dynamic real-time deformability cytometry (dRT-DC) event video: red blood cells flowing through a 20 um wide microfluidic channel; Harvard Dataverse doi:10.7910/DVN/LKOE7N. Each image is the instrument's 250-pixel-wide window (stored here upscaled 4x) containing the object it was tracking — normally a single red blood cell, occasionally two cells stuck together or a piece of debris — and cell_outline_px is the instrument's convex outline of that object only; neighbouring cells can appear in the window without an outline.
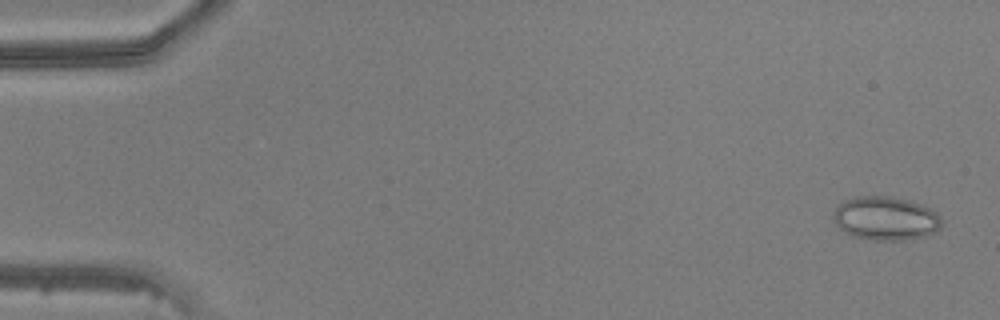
{"species": "common noctule bat (a hibernating species)", "species_latin": "Nyctalus noctula", "temperature_condition": "warm", "stored_images_in_passage": 48, "camera_frame_rate_fps": 3000, "um_per_image_px": 0.085, "animal": {"sex": "male", "body_mass_g": 20.5, "forearm_length_mm": 52.5}, "frame": {"image": 1, "passage_image": 2, "time_ms": 0.333, "image_size_px": [1000, 320], "cell_outline_px": [[944, 224], [936, 232], [928, 236], [908, 240], [872, 240], [852, 236], [844, 232], [832, 220], [832, 216], [836, 208], [844, 200], [856, 196], [892, 196], [908, 200], [920, 204], [936, 212], [940, 216]], "centroid_in_image_um": [75.3, 18.57], "position_along_channel_um": 9.7, "area_um2": 27.98}}
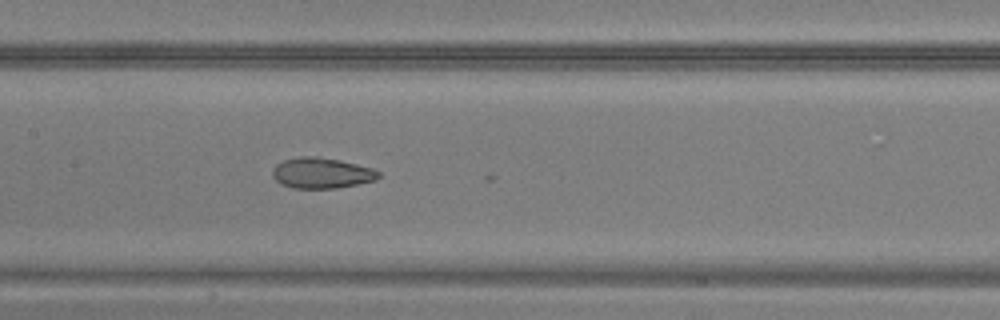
{"frame": {"image": 2, "passage_image": 24, "time_ms": 7.667, "image_size_px": [1000, 320], "cell_outline_px": [[380, 176], [376, 180], [336, 188], [292, 188], [280, 184], [272, 176], [272, 168], [276, 164], [284, 160], [300, 156], [320, 156], [340, 160], [372, 168], [380, 172]], "centroid_in_image_um": [27.31, 14.7], "position_along_channel_um": 180.1, "area_um2": 19.07}}
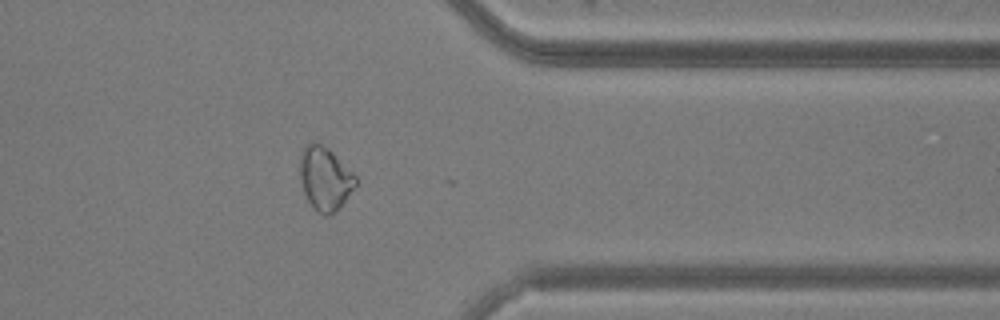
{"frame": {"image": 3, "passage_image": 39, "time_ms": 12.667, "image_size_px": [1000, 320], "cell_outline_px": [[356, 184], [344, 200], [328, 216], [324, 216], [308, 200], [304, 192], [300, 180], [300, 152], [304, 144], [312, 140], [328, 148], [356, 176]], "centroid_in_image_um": [27.57, 15.1], "position_along_channel_um": 383.8, "area_um2": 20.11}}